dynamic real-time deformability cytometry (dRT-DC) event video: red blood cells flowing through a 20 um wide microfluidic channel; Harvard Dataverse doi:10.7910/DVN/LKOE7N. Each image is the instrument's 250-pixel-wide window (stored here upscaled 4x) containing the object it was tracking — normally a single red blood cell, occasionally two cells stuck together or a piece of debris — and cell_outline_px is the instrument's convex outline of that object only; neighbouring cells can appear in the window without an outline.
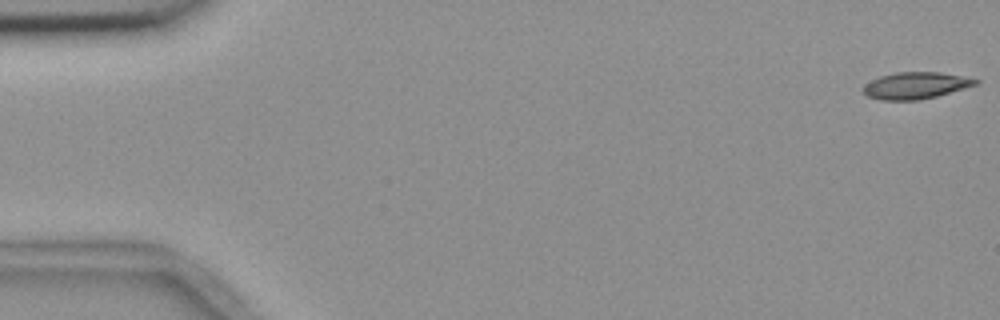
{"species": "common noctule bat (a hibernating species)", "species_latin": "Nyctalus noctula", "temperature_condition": "room temperature", "stored_images_in_passage": 11, "camera_frame_rate_fps": 3000, "um_per_image_px": 0.085, "animal": {"sex": "female", "body_mass_g": 18.4}, "frame": {"image": 1, "passage_image": 1, "time_ms": 0.0, "image_size_px": [1000, 320], "cell_outline_px": [[980, 80], [976, 84], [936, 96], [920, 100], [880, 100], [868, 96], [860, 88], [864, 84], [880, 76], [896, 72], [940, 72]], "centroid_in_image_um": [77.75, 7.27], "position_along_channel_um": 7.2, "area_um2": 17.28}}